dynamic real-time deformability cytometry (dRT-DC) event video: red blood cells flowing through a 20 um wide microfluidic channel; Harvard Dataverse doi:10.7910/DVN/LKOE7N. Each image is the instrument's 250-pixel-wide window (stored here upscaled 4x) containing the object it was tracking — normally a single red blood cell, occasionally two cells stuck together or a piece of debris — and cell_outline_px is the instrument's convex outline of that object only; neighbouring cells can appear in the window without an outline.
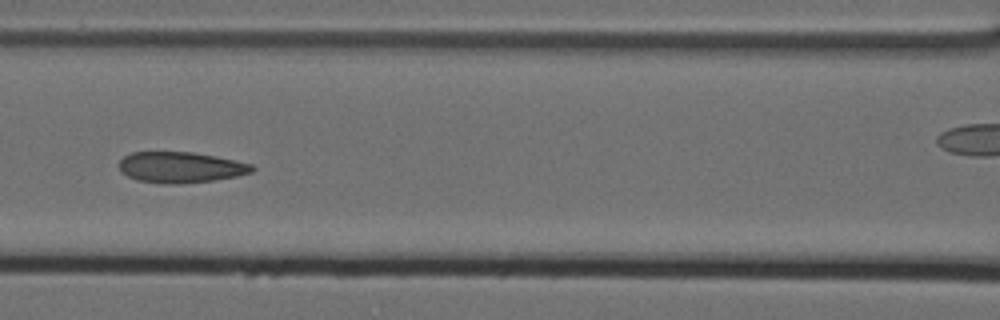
{"species": "Egyptian fruit bat (a non-hibernating species)", "species_latin": "Rousettus aegyptiacus", "temperature_condition": "cold", "stored_images_in_passage": 17, "camera_frame_rate_fps": 3000, "um_per_image_px": 0.085, "animal": {"sex": "female"}, "frame": {"image": 1, "passage_image": 8, "time_ms": 2.333, "image_size_px": [1000, 320], "cell_outline_px": [[256, 168], [252, 172], [236, 176], [216, 180], [176, 184], [168, 184], [136, 180], [120, 172], [120, 160], [124, 156], [132, 152], [192, 152], [252, 164]], "centroid_in_image_um": [15.33, 14.23], "position_along_channel_um": 151.3, "area_um2": 23.76}}
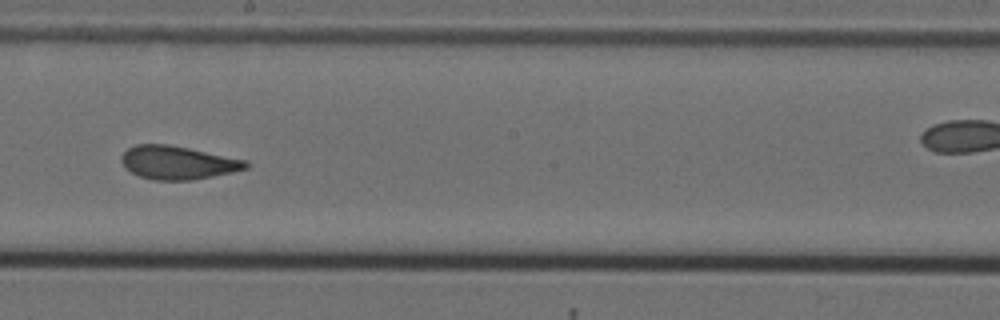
{"frame": {"image": 2, "passage_image": 10, "time_ms": 3.0, "image_size_px": [1000, 320], "cell_outline_px": [[248, 168], [232, 172], [192, 180], [152, 180], [140, 176], [124, 168], [120, 160], [120, 156], [128, 148], [136, 144], [168, 144], [248, 160]], "centroid_in_image_um": [15.08, 13.82], "position_along_channel_um": 233.1, "area_um2": 24.22}}
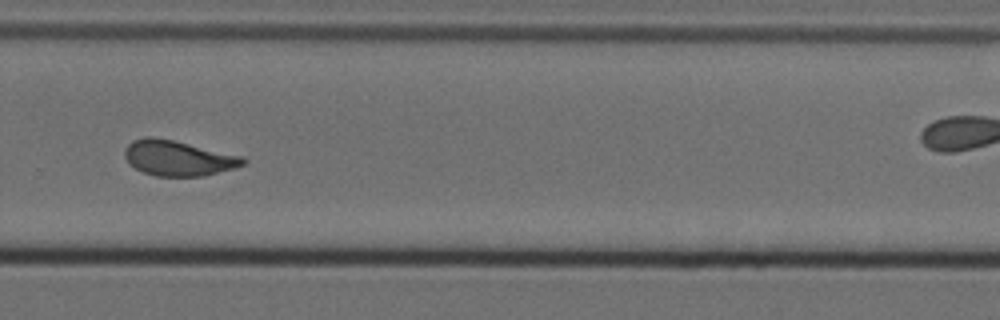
{"frame": {"image": 3, "passage_image": 12, "time_ms": 3.667, "image_size_px": [1000, 320], "cell_outline_px": [[248, 160], [244, 164], [236, 168], [204, 176], [156, 176], [144, 172], [128, 164], [124, 156], [124, 152], [128, 144], [132, 140], [148, 136], [152, 136], [172, 140], [244, 156]], "centroid_in_image_um": [15.16, 13.44], "position_along_channel_um": 314.6, "area_um2": 24.45}}